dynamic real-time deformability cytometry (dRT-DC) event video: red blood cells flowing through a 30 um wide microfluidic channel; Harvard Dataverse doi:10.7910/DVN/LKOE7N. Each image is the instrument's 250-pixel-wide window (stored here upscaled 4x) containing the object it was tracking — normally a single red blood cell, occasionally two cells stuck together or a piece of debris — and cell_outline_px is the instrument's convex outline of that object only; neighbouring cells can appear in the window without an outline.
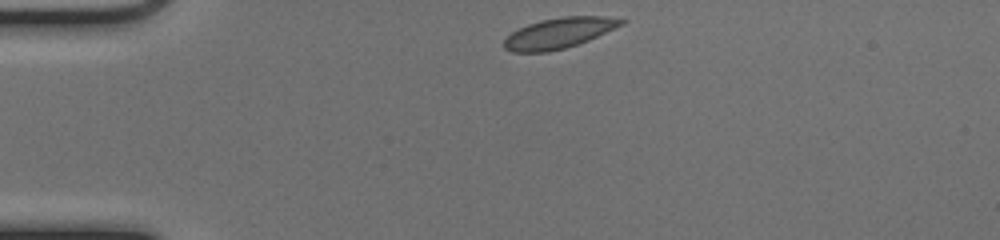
{"species": "common noctule bat (a hibernating species)", "species_latin": "Nyctalus noctula", "temperature_condition": "cold", "stored_images_in_passage": 41, "camera_frame_rate_fps": 3000, "um_per_image_px": 0.085, "animal": {"sex": "female", "body_mass_g": 17.0, "forearm_length_mm": 48.0}, "frame": {"image": 1, "passage_image": 1, "time_ms": 0.0, "image_size_px": [1000, 240], "cell_outline_px": [[628, 20], [624, 24], [588, 40], [564, 48], [548, 52], [512, 52], [504, 48], [504, 40], [512, 32], [528, 24], [540, 20], [560, 16], [608, 16]], "centroid_in_image_um": [47.53, 2.79], "position_along_channel_um": 37.5, "area_um2": 20.81}}
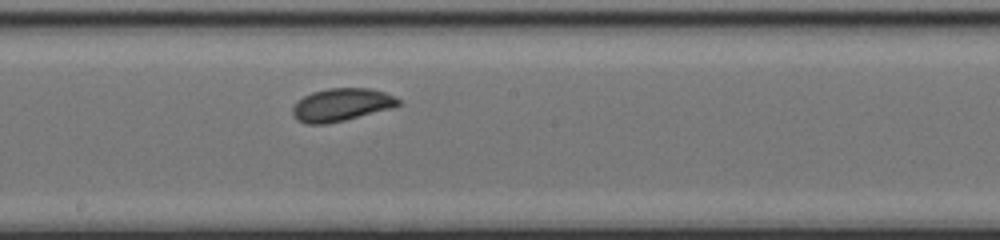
{"frame": {"image": 2, "passage_image": 18, "time_ms": 5.667, "image_size_px": [1000, 240], "cell_outline_px": [[400, 104], [392, 108], [328, 124], [304, 124], [296, 120], [292, 116], [292, 108], [304, 96], [312, 92], [328, 88], [372, 88], [384, 92], [400, 100]], "centroid_in_image_um": [28.99, 8.91], "position_along_channel_um": 219.2, "area_um2": 20.17}}
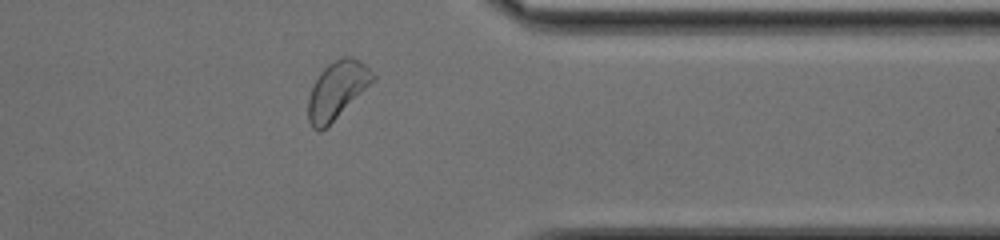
{"frame": {"image": 3, "passage_image": 31, "time_ms": 10.0, "image_size_px": [1000, 240], "cell_outline_px": [[376, 80], [328, 128], [320, 132], [316, 132], [312, 128], [308, 120], [308, 96], [320, 72], [328, 64], [344, 56], [352, 56], [360, 60], [376, 76]], "centroid_in_image_um": [28.66, 7.71], "position_along_channel_um": 382.7, "area_um2": 22.14}}